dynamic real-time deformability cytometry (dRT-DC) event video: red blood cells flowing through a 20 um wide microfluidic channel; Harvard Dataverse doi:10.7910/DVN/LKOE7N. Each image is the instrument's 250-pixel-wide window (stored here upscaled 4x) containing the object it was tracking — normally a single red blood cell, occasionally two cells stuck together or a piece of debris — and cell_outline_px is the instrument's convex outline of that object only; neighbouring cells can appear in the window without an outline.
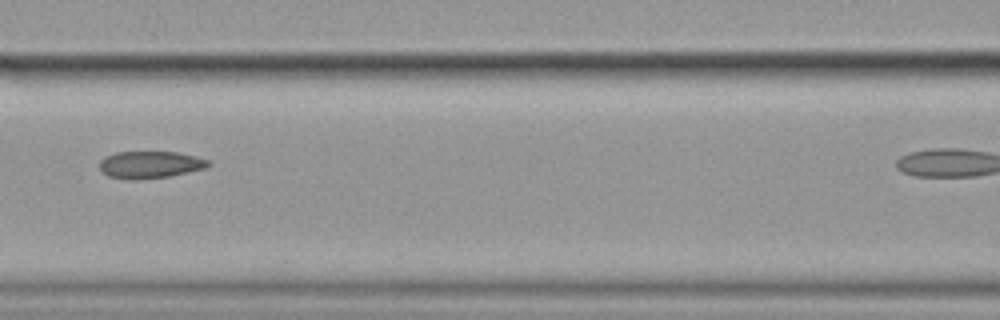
{"species": "common noctule bat (a hibernating species)", "species_latin": "Nyctalus noctula", "temperature_condition": "cold", "stored_images_in_passage": 7, "segment_of_instrument_passage": [1, 2], "camera_frame_rate_fps": 3000, "um_per_image_px": 0.085, "animal": {"sex": "female", "body_mass_g": 19.9}, "frame": {"image": 1, "passage_image": 6, "time_ms": 1.667, "image_size_px": [1000, 320], "cell_outline_px": [[212, 164], [208, 168], [168, 176], [136, 180], [124, 180], [108, 176], [100, 168], [100, 160], [104, 156], [116, 152], [176, 152], [196, 156], [208, 160]], "centroid_in_image_um": [12.76, 14.0], "position_along_channel_um": 153.8, "area_um2": 17.34}}